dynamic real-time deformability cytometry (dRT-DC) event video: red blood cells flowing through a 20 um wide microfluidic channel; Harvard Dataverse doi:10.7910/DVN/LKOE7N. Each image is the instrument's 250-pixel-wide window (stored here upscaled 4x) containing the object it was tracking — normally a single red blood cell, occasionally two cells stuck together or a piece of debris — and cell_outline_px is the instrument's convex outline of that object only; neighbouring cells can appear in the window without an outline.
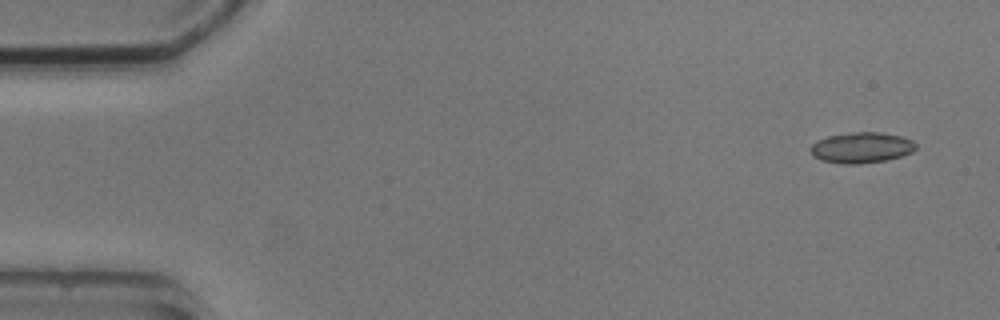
{"species": "common noctule bat (a hibernating species)", "species_latin": "Nyctalus noctula", "temperature_condition": "cold", "stored_images_in_passage": 8, "camera_frame_rate_fps": 3000, "um_per_image_px": 0.085, "animal": {"sex": "male", "body_mass_g": 20.5, "forearm_length_mm": 52.5}, "frame": {"image": 1, "passage_image": 1, "time_ms": 0.0, "image_size_px": [1000, 320], "cell_outline_px": [[916, 148], [912, 152], [900, 156], [884, 160], [860, 164], [840, 164], [820, 160], [812, 156], [808, 148], [812, 144], [828, 136], [852, 132], [880, 132], [900, 136], [912, 140], [916, 144]], "centroid_in_image_um": [73.19, 12.55], "position_along_channel_um": 11.8, "area_um2": 18.9}}